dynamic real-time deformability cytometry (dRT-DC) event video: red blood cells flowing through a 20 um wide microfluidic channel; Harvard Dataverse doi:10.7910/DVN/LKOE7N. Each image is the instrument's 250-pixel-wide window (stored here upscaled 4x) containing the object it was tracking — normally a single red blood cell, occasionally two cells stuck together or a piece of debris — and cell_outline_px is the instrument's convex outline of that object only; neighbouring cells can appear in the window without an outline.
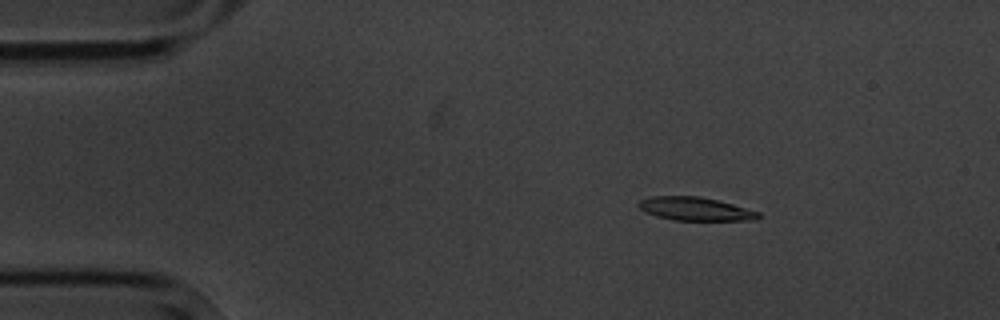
{"species": "common noctule bat (a hibernating species)", "species_latin": "Nyctalus noctula", "temperature_condition": "cold", "stored_images_in_passage": 6, "segment_of_instrument_passage": [1, 2], "camera_frame_rate_fps": 3000, "um_per_image_px": 0.085, "animal": {"sex": "male", "body_mass_g": 20.1, "forearm_length_mm": 53.5}, "frame": {"image": 1, "passage_image": 3, "time_ms": 2.333, "image_size_px": [1000, 320], "cell_outline_px": [[760, 216], [756, 220], [676, 220], [656, 216], [644, 212], [636, 204], [640, 200], [652, 196], [700, 196], [732, 204], [760, 212]], "centroid_in_image_um": [59.07, 17.75], "position_along_channel_um": 25.9, "area_um2": 16.24}}